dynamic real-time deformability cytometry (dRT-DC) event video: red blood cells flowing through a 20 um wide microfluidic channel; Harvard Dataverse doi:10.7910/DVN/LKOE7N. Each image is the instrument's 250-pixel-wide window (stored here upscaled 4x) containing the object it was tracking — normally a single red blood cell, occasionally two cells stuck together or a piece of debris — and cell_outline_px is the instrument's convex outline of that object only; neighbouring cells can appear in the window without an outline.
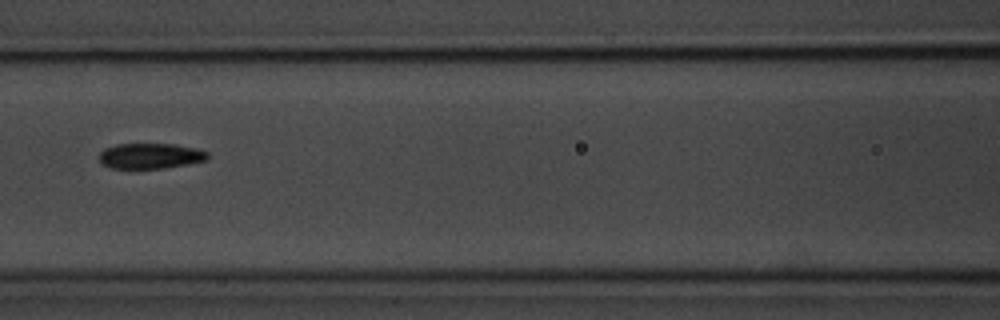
{"species": "common noctule bat (a hibernating species)", "species_latin": "Nyctalus noctula", "temperature_condition": "room temperature", "stored_images_in_passage": 7, "camera_frame_rate_fps": 3000, "um_per_image_px": 0.085, "animal": {"sex": "male", "body_mass_g": 20.1, "forearm_length_mm": 53.5}, "frame": {"image": 1, "passage_image": 7, "time_ms": 6.667, "image_size_px": [1000, 320], "cell_outline_px": [[208, 160], [188, 164], [164, 168], [108, 168], [100, 160], [100, 152], [104, 148], [116, 144], [172, 144], [196, 148], [208, 152]], "centroid_in_image_um": [12.79, 13.25], "position_along_channel_um": 153.8, "area_um2": 16.07}}